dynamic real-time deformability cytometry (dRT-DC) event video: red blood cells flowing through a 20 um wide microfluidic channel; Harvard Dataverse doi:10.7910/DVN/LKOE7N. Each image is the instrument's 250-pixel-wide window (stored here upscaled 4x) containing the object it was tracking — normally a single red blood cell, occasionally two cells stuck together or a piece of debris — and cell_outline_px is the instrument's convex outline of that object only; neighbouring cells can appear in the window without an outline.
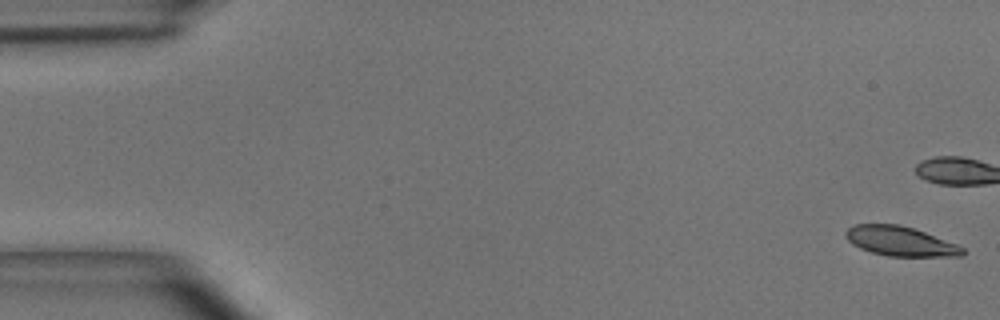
{"species": "common noctule bat (a hibernating species)", "species_latin": "Nyctalus noctula", "temperature_condition": "room temperature", "stored_images_in_passage": 18, "camera_frame_rate_fps": 3000, "um_per_image_px": 0.085, "animal": {"sex": "male", "body_mass_g": 15.6}, "frame": {"image": 1, "passage_image": 1, "time_ms": 0.0, "image_size_px": [1000, 320], "cell_outline_px": [[964, 252], [960, 256], [888, 256], [872, 252], [860, 248], [852, 244], [844, 236], [844, 232], [848, 228], [856, 224], [900, 224], [924, 232], [956, 244], [964, 248]], "centroid_in_image_um": [76.48, 20.5], "position_along_channel_um": 8.5, "area_um2": 19.94}}